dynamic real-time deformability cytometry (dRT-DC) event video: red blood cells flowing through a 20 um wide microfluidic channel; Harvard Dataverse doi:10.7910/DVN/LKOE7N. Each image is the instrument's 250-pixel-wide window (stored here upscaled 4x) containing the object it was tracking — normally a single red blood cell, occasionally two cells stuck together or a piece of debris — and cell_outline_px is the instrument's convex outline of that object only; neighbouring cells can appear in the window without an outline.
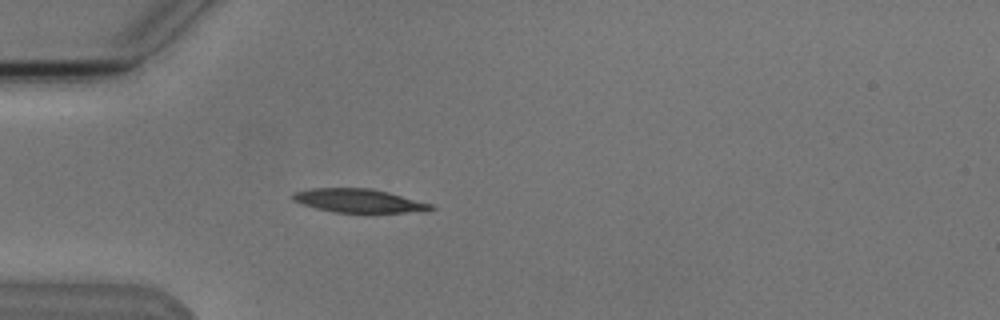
{"species": "Egyptian fruit bat (a non-hibernating species)", "species_latin": "Rousettus aegyptiacus", "temperature_condition": "cold", "stored_images_in_passage": 5, "camera_frame_rate_fps": 3000, "um_per_image_px": 0.085, "animal": {"sex": "male"}, "frame": {"image": 1, "passage_image": 5, "time_ms": 5.333, "image_size_px": [1000, 320], "cell_outline_px": [[436, 208], [428, 212], [336, 212], [316, 208], [292, 200], [292, 192], [312, 188], [372, 188], [388, 192], [432, 204]], "centroid_in_image_um": [30.53, 17.06], "position_along_channel_um": 54.5, "area_um2": 18.96}}